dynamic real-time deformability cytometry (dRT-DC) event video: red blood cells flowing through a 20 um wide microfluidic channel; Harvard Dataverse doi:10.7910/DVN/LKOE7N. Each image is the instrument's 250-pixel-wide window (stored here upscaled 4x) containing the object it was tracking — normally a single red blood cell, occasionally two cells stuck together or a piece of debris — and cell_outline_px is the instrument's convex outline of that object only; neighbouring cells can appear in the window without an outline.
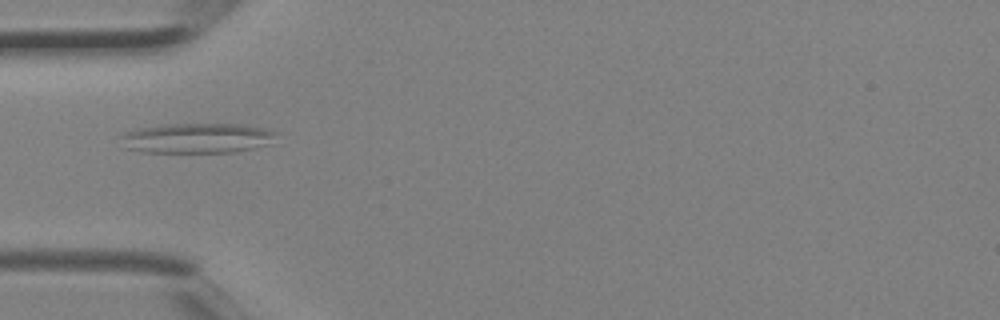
{"species": "Egyptian fruit bat (a non-hibernating species)", "species_latin": "Rousettus aegyptiacus", "temperature_condition": "room temperature", "stored_images_in_passage": 1, "camera_frame_rate_fps": 3000, "um_per_image_px": 0.085, "animal": {"sex": "female"}, "frame": {"image": 1, "passage_image": 1, "time_ms": 0.0, "image_size_px": [1000, 320], "cell_outline_px": [[276, 132], [272, 144], [236, 152], [144, 152], [124, 148], [120, 136], [124, 132], [136, 128], [164, 124], [236, 124], [268, 128]], "centroid_in_image_um": [16.74, 11.74], "position_along_channel_um": 68.3, "area_um2": 27.51}}